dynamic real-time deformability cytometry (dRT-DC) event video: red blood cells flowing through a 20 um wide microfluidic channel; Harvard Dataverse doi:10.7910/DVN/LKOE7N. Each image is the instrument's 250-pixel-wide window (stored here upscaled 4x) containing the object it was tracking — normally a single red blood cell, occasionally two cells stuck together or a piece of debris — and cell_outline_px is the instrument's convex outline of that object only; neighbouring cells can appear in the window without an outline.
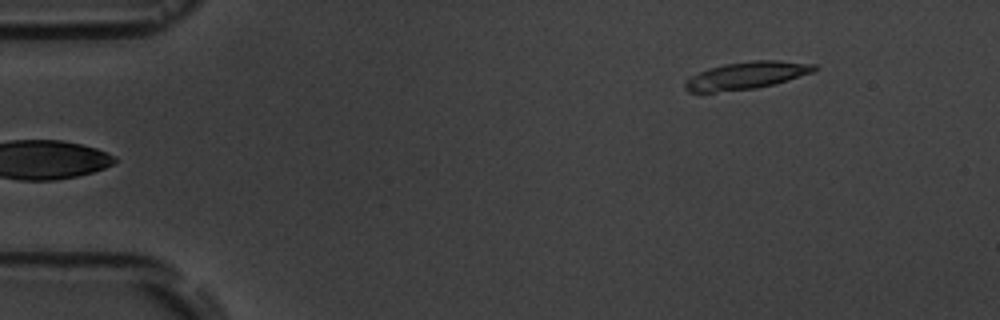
{"species": "common noctule bat (a hibernating species)", "species_latin": "Nyctalus noctula", "temperature_condition": "room temperature", "stored_images_in_passage": 5, "segment_of_instrument_passage": [2, 2], "camera_frame_rate_fps": 3000, "um_per_image_px": 0.085, "animal": {"sex": "male", "body_mass_g": 19.5, "forearm_length_mm": 54.6}, "frame": {"image": 1, "passage_image": 5, "time_ms": 5.333, "image_size_px": [1000, 320], "cell_outline_px": [[820, 68], [816, 72], [772, 84], [756, 88], [712, 92], [688, 92], [684, 88], [684, 84], [692, 76], [708, 68], [724, 64], [752, 60], [780, 60], [816, 64]], "centroid_in_image_um": [63.51, 6.4], "position_along_channel_um": 21.5, "area_um2": 20.63}}